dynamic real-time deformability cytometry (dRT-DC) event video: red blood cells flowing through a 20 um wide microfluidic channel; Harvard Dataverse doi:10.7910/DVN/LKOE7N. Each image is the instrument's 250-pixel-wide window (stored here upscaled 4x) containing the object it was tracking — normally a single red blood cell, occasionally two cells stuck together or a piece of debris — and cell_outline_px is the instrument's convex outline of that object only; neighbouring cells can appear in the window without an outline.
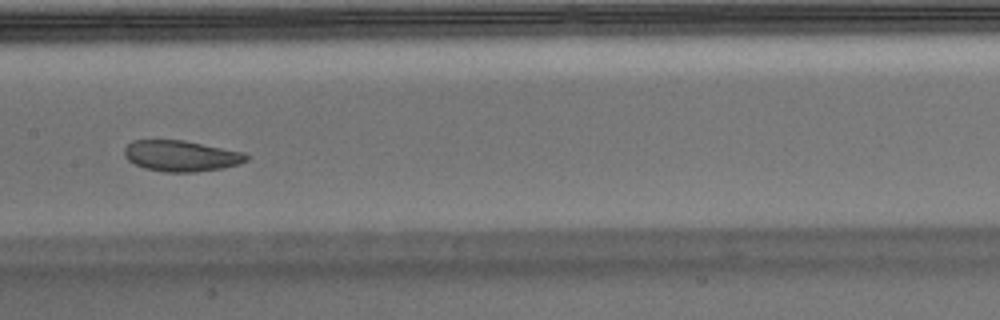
{"species": "Egyptian fruit bat (a non-hibernating species)", "species_latin": "Rousettus aegyptiacus", "temperature_condition": "warm", "stored_images_in_passage": 38, "camera_frame_rate_fps": 3000, "um_per_image_px": 0.085, "animal": {"sex": "male"}, "frame": {"image": 1, "passage_image": 12, "time_ms": 3.667, "image_size_px": [1000, 320], "cell_outline_px": [[248, 160], [240, 164], [224, 168], [196, 172], [164, 172], [144, 168], [128, 160], [124, 156], [124, 148], [132, 140], [184, 140], [244, 152], [248, 156]], "centroid_in_image_um": [15.41, 13.25], "position_along_channel_um": 192.0, "area_um2": 22.14}}
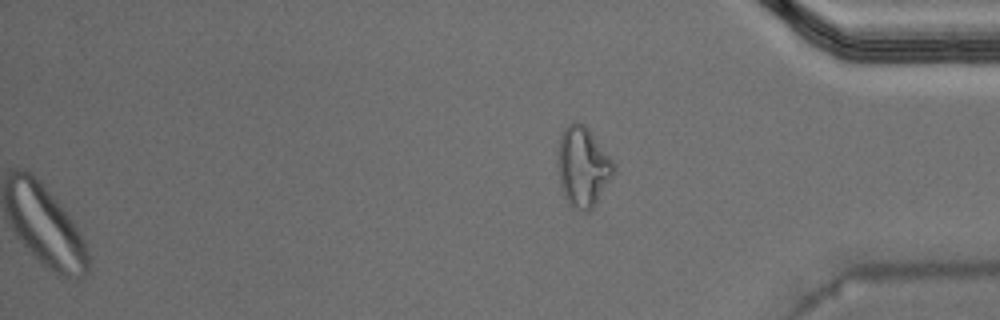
{"frame": {"image": 2, "passage_image": 38, "time_ms": 12.333, "image_size_px": [1000, 320], "cell_outline_px": [[616, 172], [592, 208], [588, 212], [584, 212], [568, 204], [560, 188], [556, 164], [556, 156], [560, 136], [564, 128], [568, 124], [584, 124], [588, 128], [612, 160]], "centroid_in_image_um": [49.5, 14.2], "position_along_channel_um": 385.7, "area_um2": 26.18}, "authors_computed_cell_mechanics": {"area_um2": 24.6517, "velocity_mm_per_s": 3.9172, "shape_relaxation_time_tau1_ms": 5.6243, "shape_relaxation_time_tau2_ms": 4.574, "deformation_change_tau1": 0.1176, "deformation_change_tau2": 0.1089}}